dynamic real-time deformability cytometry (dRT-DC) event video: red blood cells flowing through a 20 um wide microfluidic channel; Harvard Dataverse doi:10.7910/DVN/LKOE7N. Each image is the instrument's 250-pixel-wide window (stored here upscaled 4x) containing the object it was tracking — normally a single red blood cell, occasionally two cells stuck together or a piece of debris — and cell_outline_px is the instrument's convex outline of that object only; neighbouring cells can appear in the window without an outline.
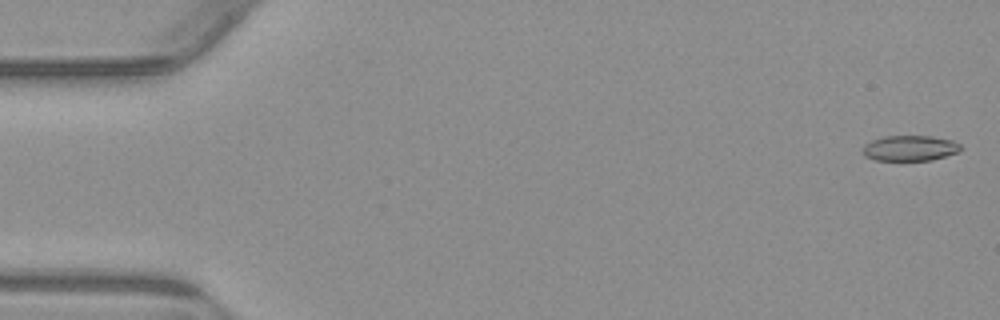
{"species": "common noctule bat (a hibernating species)", "species_latin": "Nyctalus noctula", "temperature_condition": "warm", "stored_images_in_passage": 55, "camera_frame_rate_fps": 3000, "um_per_image_px": 0.085, "animal": {"sex": "male", "body_mass_g": 23.1, "forearm_length_mm": 52.7}, "frame": {"image": 1, "passage_image": 2, "time_ms": 0.333, "image_size_px": [1000, 320], "cell_outline_px": [[960, 148], [956, 152], [932, 160], [876, 160], [864, 156], [864, 144], [872, 140], [884, 136], [932, 136], [952, 140], [960, 144]], "centroid_in_image_um": [77.32, 12.58], "position_along_channel_um": 7.7, "area_um2": 14.33}}
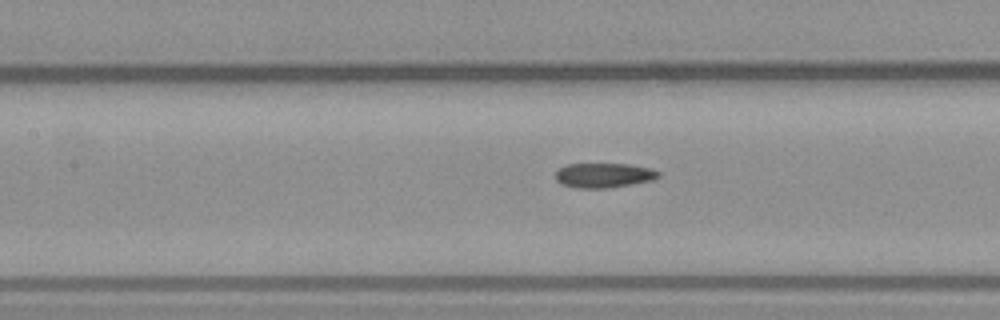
{"frame": {"image": 2, "passage_image": 25, "time_ms": 8.0, "image_size_px": [1000, 320], "cell_outline_px": [[660, 176], [652, 180], [604, 188], [580, 188], [560, 184], [556, 180], [556, 172], [560, 168], [568, 164], [632, 164], [652, 168], [660, 172]], "centroid_in_image_um": [51.33, 14.89], "position_along_channel_um": 156.1, "area_um2": 14.68}}
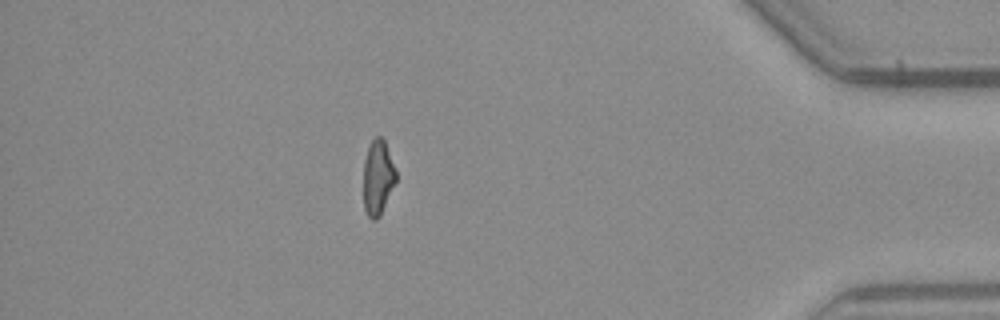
{"frame": {"image": 3, "passage_image": 48, "time_ms": 15.667, "image_size_px": [1000, 320], "cell_outline_px": [[396, 180], [380, 216], [376, 220], [372, 220], [368, 216], [364, 208], [364, 160], [368, 148], [372, 140], [376, 136], [380, 136], [384, 140], [396, 168]], "centroid_in_image_um": [32.12, 15.09], "position_along_channel_um": 403.1, "area_um2": 14.1}, "authors_computed_cell_mechanics": {"area_um2": 15.2014, "velocity_mm_per_s": 3.8509, "shape_relaxation_time_tau1_ms": null, "shape_relaxation_time_tau2_ms": 4.6956, "deformation_change_tau1": null, "deformation_change_tau2": 0.1059}}